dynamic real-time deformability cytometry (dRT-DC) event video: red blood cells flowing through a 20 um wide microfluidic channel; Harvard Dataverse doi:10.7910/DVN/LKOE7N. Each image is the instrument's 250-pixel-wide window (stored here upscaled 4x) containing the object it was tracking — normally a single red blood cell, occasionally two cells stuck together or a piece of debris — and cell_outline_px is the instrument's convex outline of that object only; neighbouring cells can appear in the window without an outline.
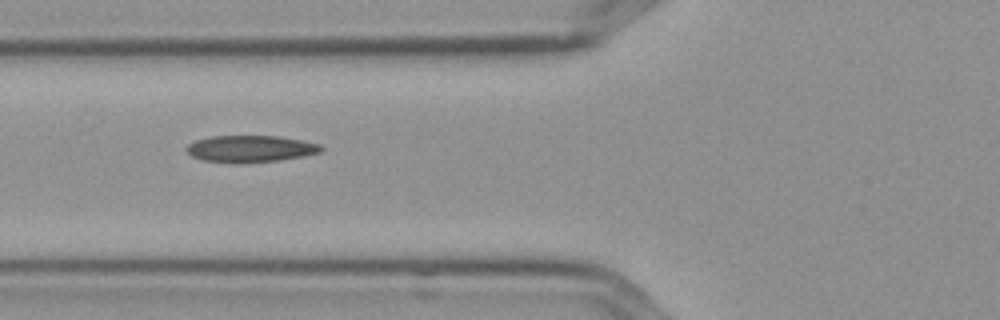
{"species": "Egyptian fruit bat (a non-hibernating species)", "species_latin": "Rousettus aegyptiacus", "temperature_condition": "cold", "stored_images_in_passage": 6, "camera_frame_rate_fps": 3000, "um_per_image_px": 0.085, "frame": {"image": 1, "passage_image": 2, "time_ms": 0.333, "image_size_px": [1000, 320], "cell_outline_px": [[324, 148], [320, 152], [304, 156], [280, 160], [240, 164], [232, 164], [204, 160], [192, 156], [184, 148], [188, 144], [196, 140], [212, 136], [280, 136], [304, 140], [320, 144]], "centroid_in_image_um": [21.3, 12.65], "position_along_channel_um": 104.5, "area_um2": 21.33}}
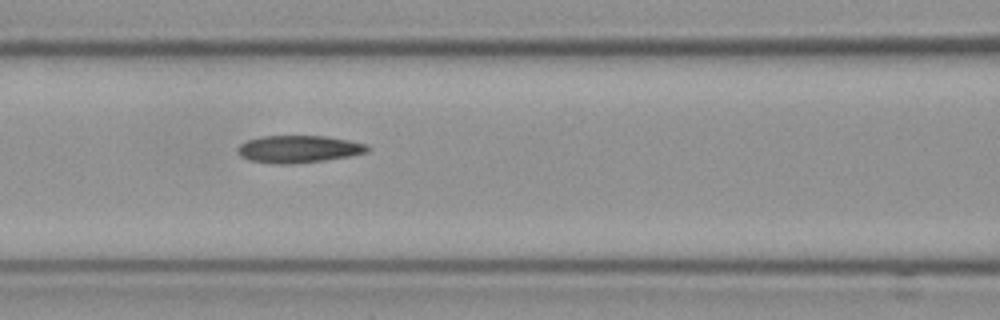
{"frame": {"image": 2, "passage_image": 3, "time_ms": 0.667, "image_size_px": [1000, 320], "cell_outline_px": [[372, 148], [368, 152], [348, 156], [324, 160], [292, 164], [276, 164], [248, 160], [240, 156], [236, 152], [236, 148], [240, 144], [248, 140], [260, 136], [324, 136], [348, 140], [368, 144]], "centroid_in_image_um": [25.37, 12.67], "position_along_channel_um": 141.2, "area_um2": 20.81}}
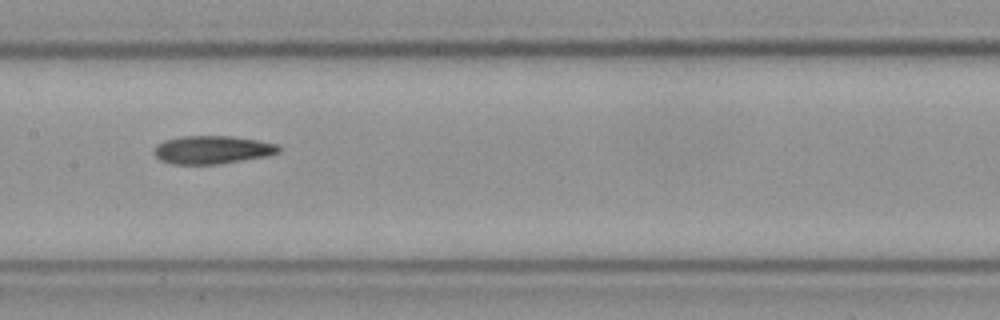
{"frame": {"image": 3, "passage_image": 4, "time_ms": 1.0, "image_size_px": [1000, 320], "cell_outline_px": [[280, 152], [268, 156], [220, 164], [172, 164], [160, 160], [152, 152], [156, 144], [164, 140], [184, 136], [232, 136], [256, 140], [276, 144], [280, 148]], "centroid_in_image_um": [18.02, 12.74], "position_along_channel_um": 189.4, "area_um2": 20.52}}